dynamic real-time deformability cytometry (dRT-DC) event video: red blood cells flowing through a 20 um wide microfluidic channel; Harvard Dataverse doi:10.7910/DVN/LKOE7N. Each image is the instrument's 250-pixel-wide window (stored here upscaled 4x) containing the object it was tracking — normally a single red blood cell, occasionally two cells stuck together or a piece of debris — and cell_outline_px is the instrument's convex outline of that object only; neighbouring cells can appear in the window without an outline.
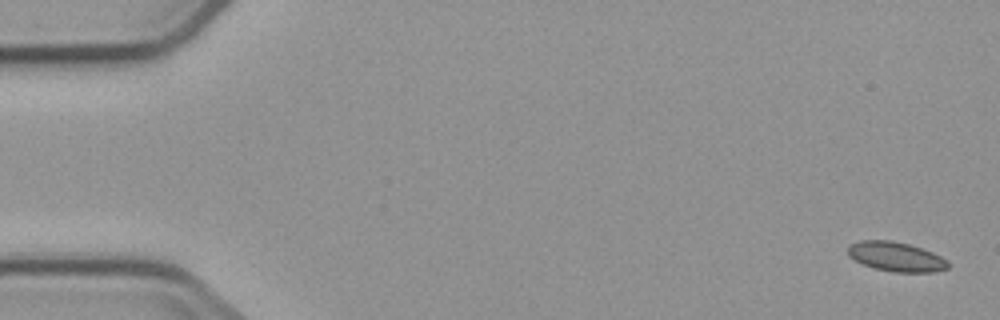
{"species": "common noctule bat (a hibernating species)", "species_latin": "Nyctalus noctula", "temperature_condition": "cold", "stored_images_in_passage": 5, "segment_of_instrument_passage": [1, 2], "camera_frame_rate_fps": 3000, "um_per_image_px": 0.085, "animal": {"sex": "male", "body_mass_g": 23.1, "forearm_length_mm": 52.7}, "frame": {"image": 1, "passage_image": 1, "time_ms": 0.0, "image_size_px": [1000, 320], "cell_outline_px": [[948, 268], [932, 272], [896, 272], [876, 268], [864, 264], [848, 256], [848, 244], [860, 240], [892, 240], [908, 244], [932, 252], [948, 260]], "centroid_in_image_um": [76.15, 21.8], "position_along_channel_um": 8.9, "area_um2": 17.05}}
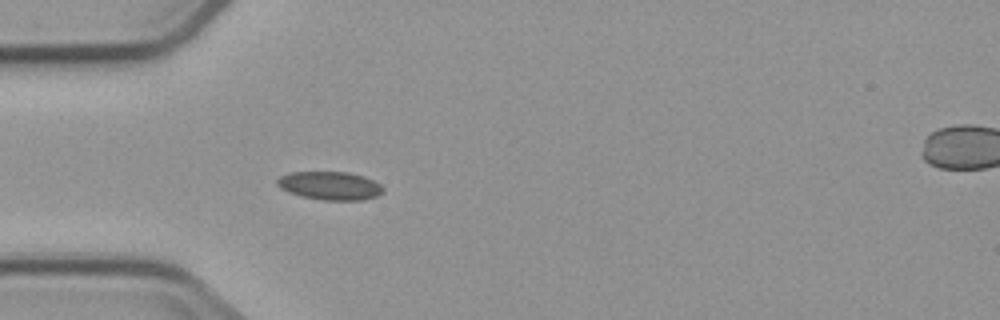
{"frame": {"image": 2, "passage_image": 4, "time_ms": 5.0, "image_size_px": [1000, 320], "cell_outline_px": [[384, 192], [376, 196], [360, 200], [324, 200], [300, 196], [288, 192], [280, 188], [276, 184], [276, 180], [280, 176], [292, 172], [348, 172], [364, 176], [380, 184], [384, 188]], "centroid_in_image_um": [28.03, 15.78], "position_along_channel_um": 57.0, "area_um2": 17.51}}